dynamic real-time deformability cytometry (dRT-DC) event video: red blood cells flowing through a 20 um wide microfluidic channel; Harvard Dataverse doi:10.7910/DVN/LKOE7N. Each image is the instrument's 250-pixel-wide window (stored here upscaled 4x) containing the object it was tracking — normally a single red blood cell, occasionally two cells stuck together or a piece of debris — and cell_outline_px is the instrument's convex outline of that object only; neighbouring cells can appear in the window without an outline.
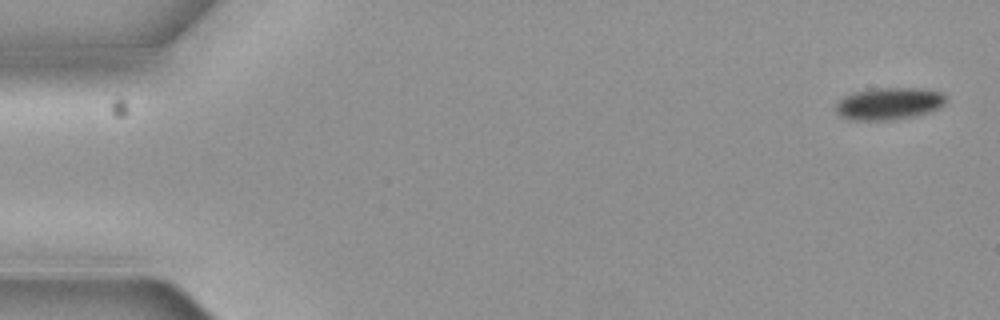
{"species": "common noctule bat (a hibernating species)", "species_latin": "Nyctalus noctula", "temperature_condition": "cold", "stored_images_in_passage": 9, "camera_frame_rate_fps": 3000, "um_per_image_px": 0.085, "animal": {"sex": "female", "body_mass_g": 19.3, "forearm_length_mm": 54.1}, "frame": {"image": 1, "passage_image": 1, "time_ms": 0.0, "image_size_px": [1000, 320], "cell_outline_px": [[944, 104], [936, 108], [912, 116], [888, 120], [856, 120], [844, 116], [836, 112], [836, 104], [844, 96], [852, 92], [872, 88], [924, 88], [940, 92], [944, 96]], "centroid_in_image_um": [75.52, 8.78], "position_along_channel_um": 9.5, "area_um2": 20.17}}
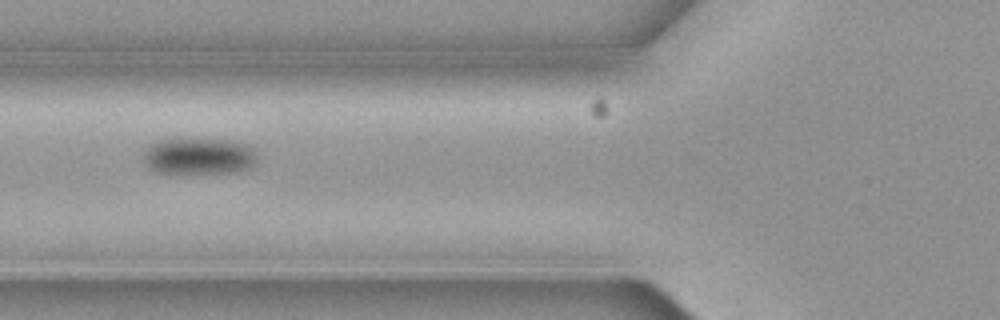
{"frame": {"image": 2, "passage_image": 6, "time_ms": 1.667, "image_size_px": [1000, 320], "cell_outline_px": [[256, 160], [248, 168], [236, 172], [184, 176], [156, 172], [148, 168], [144, 160], [144, 152], [148, 144], [160, 140], [176, 136], [228, 140], [248, 144], [252, 148], [256, 156]], "centroid_in_image_um": [16.82, 13.28], "position_along_channel_um": 109.0, "area_um2": 25.84}}
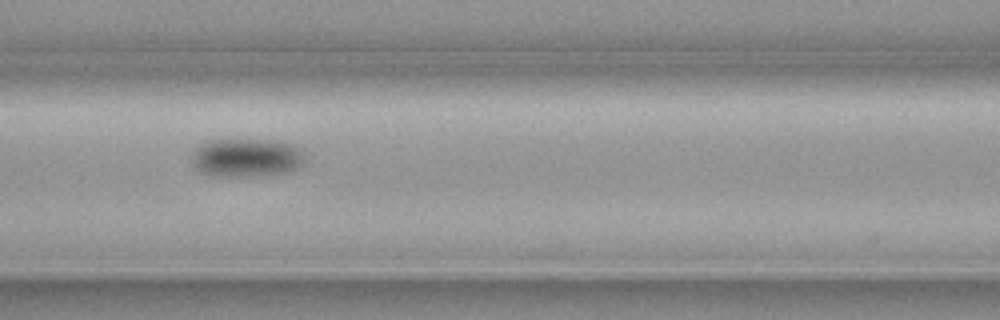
{"frame": {"image": 3, "passage_image": 7, "time_ms": 2.0, "image_size_px": [1000, 320], "cell_outline_px": [[304, 156], [300, 168], [288, 172], [248, 176], [208, 176], [200, 172], [192, 164], [192, 152], [200, 144], [208, 140], [268, 140], [296, 144], [300, 148]], "centroid_in_image_um": [20.93, 13.4], "position_along_channel_um": 145.7, "area_um2": 25.55}}